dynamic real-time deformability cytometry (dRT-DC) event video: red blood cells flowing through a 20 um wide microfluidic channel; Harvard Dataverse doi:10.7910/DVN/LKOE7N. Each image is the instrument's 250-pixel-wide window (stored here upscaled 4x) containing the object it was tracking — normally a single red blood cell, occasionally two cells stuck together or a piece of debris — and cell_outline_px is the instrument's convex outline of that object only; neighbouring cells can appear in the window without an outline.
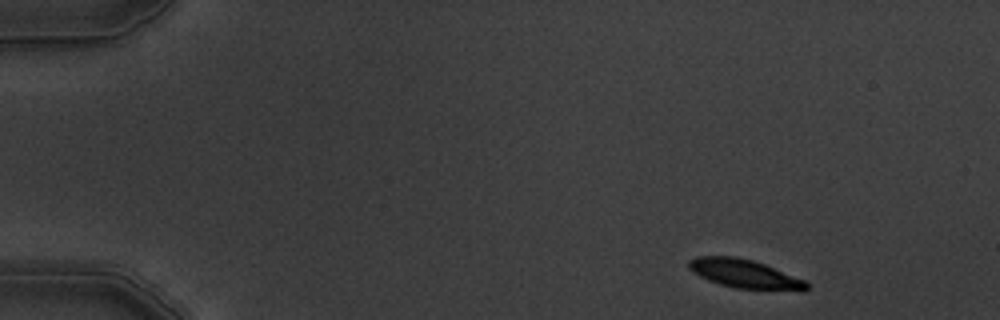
{"species": "common noctule bat (a hibernating species)", "species_latin": "Nyctalus noctula", "temperature_condition": "warm", "stored_images_in_passage": 3, "camera_frame_rate_fps": 3000, "um_per_image_px": 0.085, "animal": {"sex": "male", "body_mass_g": 19.5, "forearm_length_mm": 54.6}, "frame": {"image": 1, "passage_image": 1, "time_ms": 0.0, "image_size_px": [1000, 320], "cell_outline_px": [[808, 288], [804, 292], [736, 288], [720, 284], [708, 280], [692, 272], [688, 268], [688, 260], [696, 256], [736, 256], [752, 260], [764, 264], [804, 280], [808, 284]], "centroid_in_image_um": [63.29, 23.29], "position_along_channel_um": 21.7, "area_um2": 19.88}}